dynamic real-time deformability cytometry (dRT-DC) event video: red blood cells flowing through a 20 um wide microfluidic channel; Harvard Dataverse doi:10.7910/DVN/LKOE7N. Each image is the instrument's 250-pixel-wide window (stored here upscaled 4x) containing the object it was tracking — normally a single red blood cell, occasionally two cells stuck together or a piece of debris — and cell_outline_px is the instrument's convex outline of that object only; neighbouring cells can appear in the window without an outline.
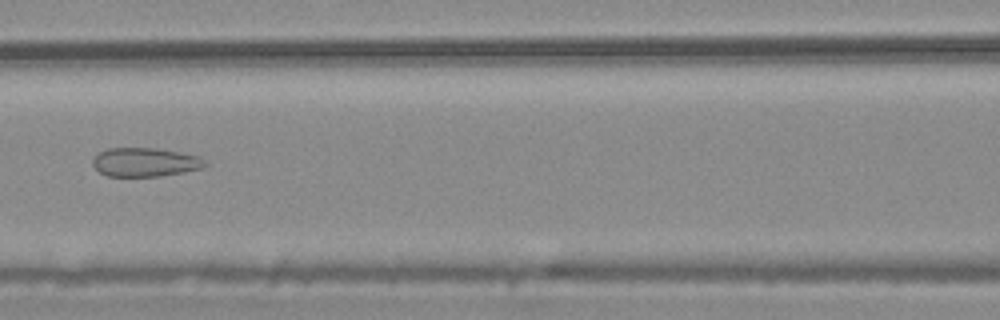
{"species": "common noctule bat (a hibernating species)", "species_latin": "Nyctalus noctula", "temperature_condition": "warm", "stored_images_in_passage": 11, "camera_frame_rate_fps": 3000, "um_per_image_px": 0.085, "animal": {"sex": "male", "body_mass_g": 20.4}, "frame": {"image": 1, "passage_image": 7, "time_ms": 2.0, "image_size_px": [1000, 320], "cell_outline_px": [[208, 164], [200, 168], [160, 176], [108, 176], [100, 172], [92, 164], [92, 160], [100, 152], [108, 148], [156, 148], [180, 152], [200, 156]], "centroid_in_image_um": [12.33, 13.77], "position_along_channel_um": 154.3, "area_um2": 18.67}}
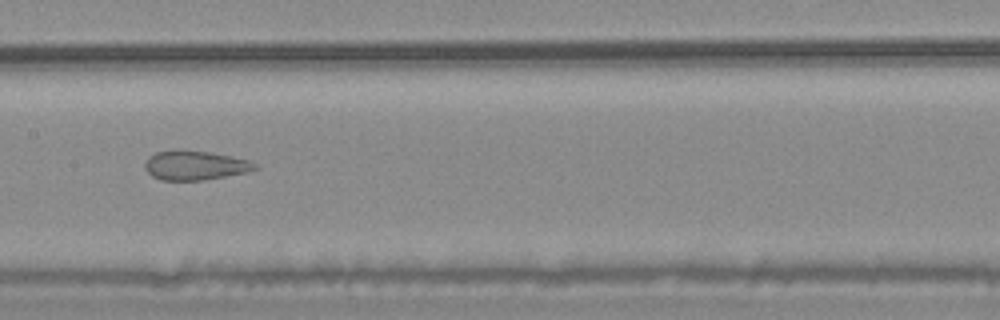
{"frame": {"image": 2, "passage_image": 8, "time_ms": 2.333, "image_size_px": [1000, 320], "cell_outline_px": [[256, 168], [248, 172], [204, 180], [160, 180], [152, 176], [144, 168], [144, 164], [148, 156], [156, 152], [212, 152], [248, 160], [256, 164]], "centroid_in_image_um": [16.57, 14.09], "position_along_channel_um": 190.8, "area_um2": 18.26}}